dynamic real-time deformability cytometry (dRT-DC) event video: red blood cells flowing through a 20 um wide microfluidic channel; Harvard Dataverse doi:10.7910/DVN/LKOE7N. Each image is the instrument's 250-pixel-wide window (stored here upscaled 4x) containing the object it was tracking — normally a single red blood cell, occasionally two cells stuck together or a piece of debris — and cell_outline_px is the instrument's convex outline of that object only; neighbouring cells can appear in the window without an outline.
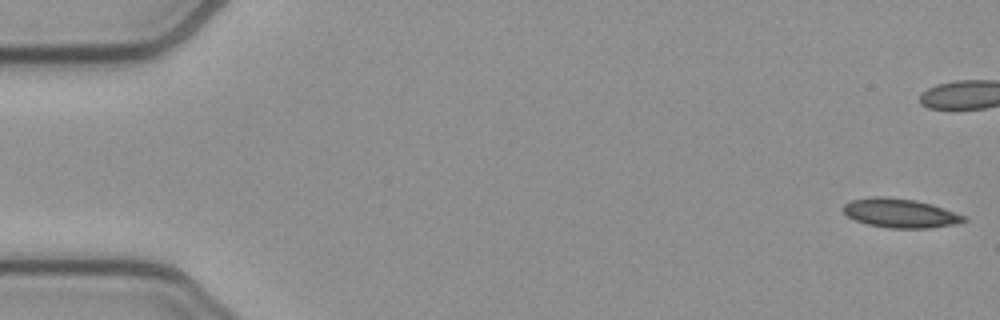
{"species": "common noctule bat (a hibernating species)", "species_latin": "Nyctalus noctula", "temperature_condition": "cold", "stored_images_in_passage": 53, "camera_frame_rate_fps": 3000, "um_per_image_px": 0.085, "animal": {"sex": "female", "body_mass_g": 21.9}, "frame": {"image": 1, "passage_image": 1, "time_ms": 0.0, "image_size_px": [1000, 320], "cell_outline_px": [[968, 220], [956, 224], [928, 228], [888, 228], [868, 224], [856, 220], [848, 216], [840, 208], [844, 204], [852, 200], [876, 196], [888, 196], [916, 200], [932, 204], [968, 216]], "centroid_in_image_um": [76.55, 18.11], "position_along_channel_um": 8.5, "area_um2": 20.63}}
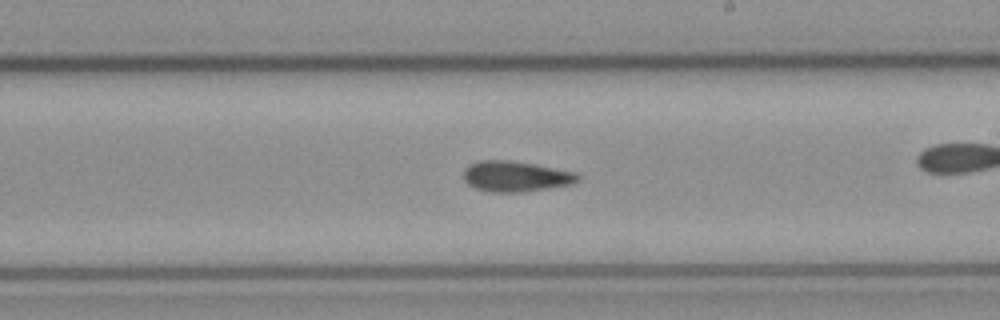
{"frame": {"image": 2, "passage_image": 30, "time_ms": 9.667, "image_size_px": [1000, 320], "cell_outline_px": [[580, 180], [572, 184], [524, 192], [488, 192], [476, 188], [468, 184], [464, 180], [464, 168], [468, 164], [476, 160], [508, 160], [532, 164], [576, 172], [580, 176]], "centroid_in_image_um": [43.81, 14.99], "position_along_channel_um": 245.2, "area_um2": 20.46}}
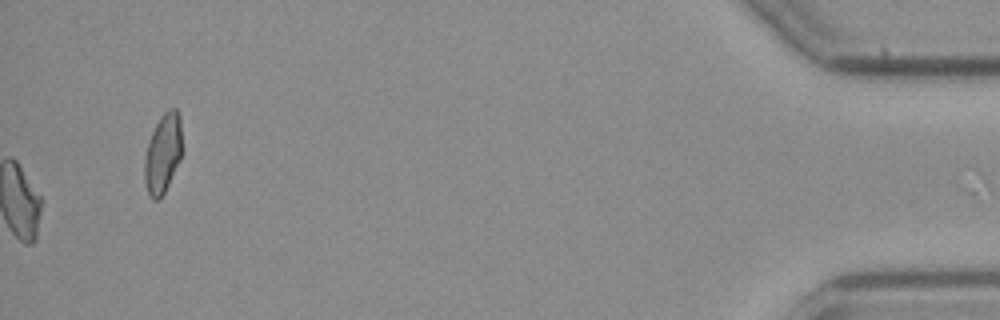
{"frame": {"image": 3, "passage_image": 53, "time_ms": 17.333, "image_size_px": [1000, 320], "cell_outline_px": [[180, 160], [160, 200], [152, 200], [148, 196], [144, 180], [144, 160], [148, 144], [152, 132], [160, 116], [168, 108], [176, 108], [180, 116]], "centroid_in_image_um": [13.81, 13.07], "position_along_channel_um": 421.4, "area_um2": 17.22}}